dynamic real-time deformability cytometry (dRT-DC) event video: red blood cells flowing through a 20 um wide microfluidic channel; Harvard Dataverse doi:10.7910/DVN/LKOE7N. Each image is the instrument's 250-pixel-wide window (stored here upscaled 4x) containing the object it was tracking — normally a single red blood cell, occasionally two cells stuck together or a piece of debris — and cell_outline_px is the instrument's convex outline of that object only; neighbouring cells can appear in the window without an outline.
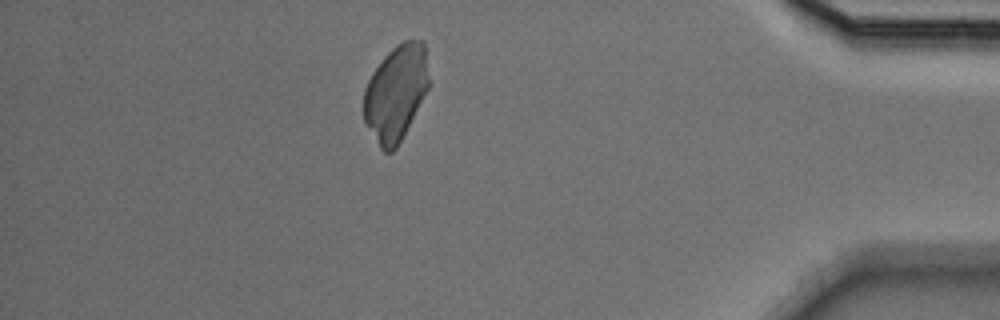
{"species": "Egyptian fruit bat (a non-hibernating species)", "species_latin": "Rousettus aegyptiacus", "temperature_condition": "cold", "stored_images_in_passage": 43, "camera_frame_rate_fps": 3000, "um_per_image_px": 0.085, "animal": {"sex": "male"}, "frame": {"image": 1, "passage_image": 37, "time_ms": 12.0, "image_size_px": [1000, 320], "cell_outline_px": [[428, 88], [396, 148], [392, 152], [384, 152], [380, 148], [364, 120], [364, 88], [372, 72], [380, 60], [396, 44], [404, 40], [424, 40], [428, 76]], "centroid_in_image_um": [33.63, 7.86], "position_along_channel_um": 401.6, "area_um2": 35.89}}